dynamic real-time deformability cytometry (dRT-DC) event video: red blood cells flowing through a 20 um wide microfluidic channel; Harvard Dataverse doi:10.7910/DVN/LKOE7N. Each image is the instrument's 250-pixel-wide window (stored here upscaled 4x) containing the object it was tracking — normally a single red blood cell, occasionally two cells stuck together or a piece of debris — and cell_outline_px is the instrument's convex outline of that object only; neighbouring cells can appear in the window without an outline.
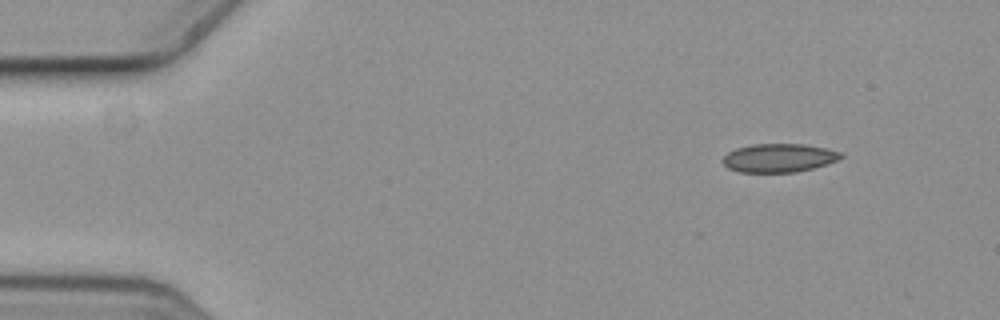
{"species": "common noctule bat (a hibernating species)", "species_latin": "Nyctalus noctula", "temperature_condition": "cold", "stored_images_in_passage": 4, "camera_frame_rate_fps": 3000, "um_per_image_px": 0.085, "animal": {"sex": "female", "body_mass_g": 19.3, "forearm_length_mm": 54.1}, "frame": {"image": 1, "passage_image": 1, "time_ms": 0.0, "image_size_px": [1000, 320], "cell_outline_px": [[844, 156], [828, 164], [796, 172], [740, 172], [728, 168], [720, 160], [728, 152], [736, 148], [752, 144], [804, 144], [828, 148], [844, 152]], "centroid_in_image_um": [66.23, 13.41], "position_along_channel_um": 18.8, "area_um2": 19.83}}
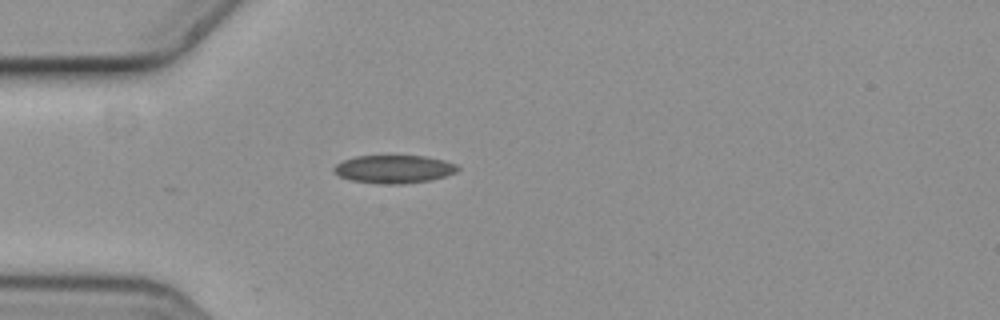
{"frame": {"image": 2, "passage_image": 3, "time_ms": 0.667, "image_size_px": [1000, 320], "cell_outline_px": [[460, 168], [456, 172], [444, 176], [428, 180], [400, 184], [388, 184], [352, 180], [340, 176], [332, 172], [332, 168], [336, 164], [344, 160], [356, 156], [424, 156], [444, 160], [456, 164]], "centroid_in_image_um": [33.47, 14.36], "position_along_channel_um": 51.5, "area_um2": 20.0}}